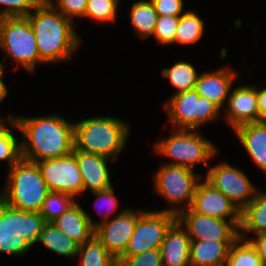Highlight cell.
Here are the masks:
<instances>
[{"label":"cell","mask_w":266,"mask_h":266,"mask_svg":"<svg viewBox=\"0 0 266 266\" xmlns=\"http://www.w3.org/2000/svg\"><path fill=\"white\" fill-rule=\"evenodd\" d=\"M176 215L167 211H144L138 219L134 233L123 255H137L147 250L160 248Z\"/></svg>","instance_id":"9"},{"label":"cell","mask_w":266,"mask_h":266,"mask_svg":"<svg viewBox=\"0 0 266 266\" xmlns=\"http://www.w3.org/2000/svg\"><path fill=\"white\" fill-rule=\"evenodd\" d=\"M176 219L185 225L191 240L236 241L239 238L241 221H226L200 215L190 208L179 212Z\"/></svg>","instance_id":"11"},{"label":"cell","mask_w":266,"mask_h":266,"mask_svg":"<svg viewBox=\"0 0 266 266\" xmlns=\"http://www.w3.org/2000/svg\"><path fill=\"white\" fill-rule=\"evenodd\" d=\"M74 199L69 194L50 191L42 204L39 214L44 218L45 222H53L76 202Z\"/></svg>","instance_id":"31"},{"label":"cell","mask_w":266,"mask_h":266,"mask_svg":"<svg viewBox=\"0 0 266 266\" xmlns=\"http://www.w3.org/2000/svg\"><path fill=\"white\" fill-rule=\"evenodd\" d=\"M36 163L50 191L63 192L73 197L83 192L82 176L73 153Z\"/></svg>","instance_id":"12"},{"label":"cell","mask_w":266,"mask_h":266,"mask_svg":"<svg viewBox=\"0 0 266 266\" xmlns=\"http://www.w3.org/2000/svg\"><path fill=\"white\" fill-rule=\"evenodd\" d=\"M53 223L79 245L86 243L95 231V223L91 216L77 202L55 219Z\"/></svg>","instance_id":"19"},{"label":"cell","mask_w":266,"mask_h":266,"mask_svg":"<svg viewBox=\"0 0 266 266\" xmlns=\"http://www.w3.org/2000/svg\"><path fill=\"white\" fill-rule=\"evenodd\" d=\"M255 86H238L229 93L226 120L233 130L243 124L259 122L257 89Z\"/></svg>","instance_id":"15"},{"label":"cell","mask_w":266,"mask_h":266,"mask_svg":"<svg viewBox=\"0 0 266 266\" xmlns=\"http://www.w3.org/2000/svg\"><path fill=\"white\" fill-rule=\"evenodd\" d=\"M47 1L66 18L72 20L76 16L84 17L88 0H56L57 5L54 4L53 0Z\"/></svg>","instance_id":"37"},{"label":"cell","mask_w":266,"mask_h":266,"mask_svg":"<svg viewBox=\"0 0 266 266\" xmlns=\"http://www.w3.org/2000/svg\"><path fill=\"white\" fill-rule=\"evenodd\" d=\"M36 242H41L47 249L66 257L78 254L79 244L60 231L53 222L45 223Z\"/></svg>","instance_id":"24"},{"label":"cell","mask_w":266,"mask_h":266,"mask_svg":"<svg viewBox=\"0 0 266 266\" xmlns=\"http://www.w3.org/2000/svg\"><path fill=\"white\" fill-rule=\"evenodd\" d=\"M27 18L36 36L40 58L45 63L70 60L81 43L73 22L43 0Z\"/></svg>","instance_id":"2"},{"label":"cell","mask_w":266,"mask_h":266,"mask_svg":"<svg viewBox=\"0 0 266 266\" xmlns=\"http://www.w3.org/2000/svg\"><path fill=\"white\" fill-rule=\"evenodd\" d=\"M93 194L97 197L96 198L97 200H99L100 202H102V201L104 202V203L103 202L102 203L105 204V206L107 207V210H108V211H106V214H104L103 220L95 223V227H96L99 223L108 221L109 217L111 215V212H113L114 210L117 211L116 208L118 207V200L114 196V192H113L112 187H110L106 190L93 192Z\"/></svg>","instance_id":"39"},{"label":"cell","mask_w":266,"mask_h":266,"mask_svg":"<svg viewBox=\"0 0 266 266\" xmlns=\"http://www.w3.org/2000/svg\"><path fill=\"white\" fill-rule=\"evenodd\" d=\"M204 21L194 11H186L180 16L174 43L195 44L204 33Z\"/></svg>","instance_id":"27"},{"label":"cell","mask_w":266,"mask_h":266,"mask_svg":"<svg viewBox=\"0 0 266 266\" xmlns=\"http://www.w3.org/2000/svg\"><path fill=\"white\" fill-rule=\"evenodd\" d=\"M236 72L228 67H223L215 72H204L199 74L194 90L200 95L208 98L223 107L228 99L233 80H236Z\"/></svg>","instance_id":"18"},{"label":"cell","mask_w":266,"mask_h":266,"mask_svg":"<svg viewBox=\"0 0 266 266\" xmlns=\"http://www.w3.org/2000/svg\"><path fill=\"white\" fill-rule=\"evenodd\" d=\"M130 12L131 24L139 37L146 39L153 36L158 14L152 2L150 0L135 2Z\"/></svg>","instance_id":"25"},{"label":"cell","mask_w":266,"mask_h":266,"mask_svg":"<svg viewBox=\"0 0 266 266\" xmlns=\"http://www.w3.org/2000/svg\"><path fill=\"white\" fill-rule=\"evenodd\" d=\"M179 19L180 16L158 15L153 35L160 44L174 43Z\"/></svg>","instance_id":"35"},{"label":"cell","mask_w":266,"mask_h":266,"mask_svg":"<svg viewBox=\"0 0 266 266\" xmlns=\"http://www.w3.org/2000/svg\"><path fill=\"white\" fill-rule=\"evenodd\" d=\"M4 66H3V64L0 62V78H2L3 77V75H4Z\"/></svg>","instance_id":"44"},{"label":"cell","mask_w":266,"mask_h":266,"mask_svg":"<svg viewBox=\"0 0 266 266\" xmlns=\"http://www.w3.org/2000/svg\"><path fill=\"white\" fill-rule=\"evenodd\" d=\"M8 127L5 126L4 121L0 118V134L3 133Z\"/></svg>","instance_id":"43"},{"label":"cell","mask_w":266,"mask_h":266,"mask_svg":"<svg viewBox=\"0 0 266 266\" xmlns=\"http://www.w3.org/2000/svg\"><path fill=\"white\" fill-rule=\"evenodd\" d=\"M117 266H163L160 248L147 250L137 255H122Z\"/></svg>","instance_id":"33"},{"label":"cell","mask_w":266,"mask_h":266,"mask_svg":"<svg viewBox=\"0 0 266 266\" xmlns=\"http://www.w3.org/2000/svg\"><path fill=\"white\" fill-rule=\"evenodd\" d=\"M0 207L9 215L10 228L15 236H21L31 246L45 225L44 218L36 212H27L10 207L0 200Z\"/></svg>","instance_id":"22"},{"label":"cell","mask_w":266,"mask_h":266,"mask_svg":"<svg viewBox=\"0 0 266 266\" xmlns=\"http://www.w3.org/2000/svg\"><path fill=\"white\" fill-rule=\"evenodd\" d=\"M182 227L176 219L167 229L160 247L163 266H191V239Z\"/></svg>","instance_id":"17"},{"label":"cell","mask_w":266,"mask_h":266,"mask_svg":"<svg viewBox=\"0 0 266 266\" xmlns=\"http://www.w3.org/2000/svg\"><path fill=\"white\" fill-rule=\"evenodd\" d=\"M72 153L82 176L83 192L89 189L93 193L112 187L106 165L109 158L79 150H73Z\"/></svg>","instance_id":"16"},{"label":"cell","mask_w":266,"mask_h":266,"mask_svg":"<svg viewBox=\"0 0 266 266\" xmlns=\"http://www.w3.org/2000/svg\"><path fill=\"white\" fill-rule=\"evenodd\" d=\"M257 101L259 110V122L266 121V88L257 89Z\"/></svg>","instance_id":"41"},{"label":"cell","mask_w":266,"mask_h":266,"mask_svg":"<svg viewBox=\"0 0 266 266\" xmlns=\"http://www.w3.org/2000/svg\"><path fill=\"white\" fill-rule=\"evenodd\" d=\"M3 193L0 200L10 207L39 213L50 190L37 163L21 158L10 168Z\"/></svg>","instance_id":"4"},{"label":"cell","mask_w":266,"mask_h":266,"mask_svg":"<svg viewBox=\"0 0 266 266\" xmlns=\"http://www.w3.org/2000/svg\"><path fill=\"white\" fill-rule=\"evenodd\" d=\"M120 0H88L84 17H89L96 21H110L116 19L117 6Z\"/></svg>","instance_id":"32"},{"label":"cell","mask_w":266,"mask_h":266,"mask_svg":"<svg viewBox=\"0 0 266 266\" xmlns=\"http://www.w3.org/2000/svg\"><path fill=\"white\" fill-rule=\"evenodd\" d=\"M165 109L175 130H196L203 123L218 117L220 107L194 89L171 96Z\"/></svg>","instance_id":"8"},{"label":"cell","mask_w":266,"mask_h":266,"mask_svg":"<svg viewBox=\"0 0 266 266\" xmlns=\"http://www.w3.org/2000/svg\"><path fill=\"white\" fill-rule=\"evenodd\" d=\"M206 180L222 192L240 212L252 201L257 191L242 170L226 162L211 167Z\"/></svg>","instance_id":"10"},{"label":"cell","mask_w":266,"mask_h":266,"mask_svg":"<svg viewBox=\"0 0 266 266\" xmlns=\"http://www.w3.org/2000/svg\"><path fill=\"white\" fill-rule=\"evenodd\" d=\"M256 249L259 255L262 265L266 266V233L258 234L254 239H246Z\"/></svg>","instance_id":"40"},{"label":"cell","mask_w":266,"mask_h":266,"mask_svg":"<svg viewBox=\"0 0 266 266\" xmlns=\"http://www.w3.org/2000/svg\"><path fill=\"white\" fill-rule=\"evenodd\" d=\"M129 125L115 117L89 118L74 123V149L112 158L124 148Z\"/></svg>","instance_id":"3"},{"label":"cell","mask_w":266,"mask_h":266,"mask_svg":"<svg viewBox=\"0 0 266 266\" xmlns=\"http://www.w3.org/2000/svg\"><path fill=\"white\" fill-rule=\"evenodd\" d=\"M142 212L140 210L135 213L132 209H126L110 221L101 222L95 227L94 234L116 260L125 253Z\"/></svg>","instance_id":"13"},{"label":"cell","mask_w":266,"mask_h":266,"mask_svg":"<svg viewBox=\"0 0 266 266\" xmlns=\"http://www.w3.org/2000/svg\"><path fill=\"white\" fill-rule=\"evenodd\" d=\"M158 15L182 16L183 0H150Z\"/></svg>","instance_id":"38"},{"label":"cell","mask_w":266,"mask_h":266,"mask_svg":"<svg viewBox=\"0 0 266 266\" xmlns=\"http://www.w3.org/2000/svg\"><path fill=\"white\" fill-rule=\"evenodd\" d=\"M252 201L241 211L239 237L245 239L247 232L256 235L266 233V192L257 193Z\"/></svg>","instance_id":"23"},{"label":"cell","mask_w":266,"mask_h":266,"mask_svg":"<svg viewBox=\"0 0 266 266\" xmlns=\"http://www.w3.org/2000/svg\"><path fill=\"white\" fill-rule=\"evenodd\" d=\"M0 47L30 72L35 71L36 63H45L40 58L36 36L27 17L0 18Z\"/></svg>","instance_id":"5"},{"label":"cell","mask_w":266,"mask_h":266,"mask_svg":"<svg viewBox=\"0 0 266 266\" xmlns=\"http://www.w3.org/2000/svg\"><path fill=\"white\" fill-rule=\"evenodd\" d=\"M202 176L195 174L193 169L171 164H163L154 175L155 190L161 197L172 203L173 207L161 211L175 214L190 208L195 189ZM182 208L178 204L185 203ZM174 205H176L174 207ZM186 205V206H185ZM180 209V210H179Z\"/></svg>","instance_id":"7"},{"label":"cell","mask_w":266,"mask_h":266,"mask_svg":"<svg viewBox=\"0 0 266 266\" xmlns=\"http://www.w3.org/2000/svg\"><path fill=\"white\" fill-rule=\"evenodd\" d=\"M190 209L203 216L241 221L237 207L207 180L198 181Z\"/></svg>","instance_id":"14"},{"label":"cell","mask_w":266,"mask_h":266,"mask_svg":"<svg viewBox=\"0 0 266 266\" xmlns=\"http://www.w3.org/2000/svg\"><path fill=\"white\" fill-rule=\"evenodd\" d=\"M7 87L5 86V83L2 78H0V103L3 101V99L7 96Z\"/></svg>","instance_id":"42"},{"label":"cell","mask_w":266,"mask_h":266,"mask_svg":"<svg viewBox=\"0 0 266 266\" xmlns=\"http://www.w3.org/2000/svg\"><path fill=\"white\" fill-rule=\"evenodd\" d=\"M234 131L254 163L266 174V121L243 124Z\"/></svg>","instance_id":"20"},{"label":"cell","mask_w":266,"mask_h":266,"mask_svg":"<svg viewBox=\"0 0 266 266\" xmlns=\"http://www.w3.org/2000/svg\"><path fill=\"white\" fill-rule=\"evenodd\" d=\"M13 130L7 128L0 134V160H9V168L21 158V144L17 143Z\"/></svg>","instance_id":"34"},{"label":"cell","mask_w":266,"mask_h":266,"mask_svg":"<svg viewBox=\"0 0 266 266\" xmlns=\"http://www.w3.org/2000/svg\"><path fill=\"white\" fill-rule=\"evenodd\" d=\"M31 247L24 238L13 234L9 215L0 207V252L16 256L26 253Z\"/></svg>","instance_id":"29"},{"label":"cell","mask_w":266,"mask_h":266,"mask_svg":"<svg viewBox=\"0 0 266 266\" xmlns=\"http://www.w3.org/2000/svg\"><path fill=\"white\" fill-rule=\"evenodd\" d=\"M235 241L191 240V266H225L230 247Z\"/></svg>","instance_id":"21"},{"label":"cell","mask_w":266,"mask_h":266,"mask_svg":"<svg viewBox=\"0 0 266 266\" xmlns=\"http://www.w3.org/2000/svg\"><path fill=\"white\" fill-rule=\"evenodd\" d=\"M43 0H0V5H5L0 12L2 17H27Z\"/></svg>","instance_id":"36"},{"label":"cell","mask_w":266,"mask_h":266,"mask_svg":"<svg viewBox=\"0 0 266 266\" xmlns=\"http://www.w3.org/2000/svg\"><path fill=\"white\" fill-rule=\"evenodd\" d=\"M158 154L174 159L171 165H179L192 169L196 164L208 166V159L217 152L216 147L197 130H176L171 137L155 144Z\"/></svg>","instance_id":"6"},{"label":"cell","mask_w":266,"mask_h":266,"mask_svg":"<svg viewBox=\"0 0 266 266\" xmlns=\"http://www.w3.org/2000/svg\"><path fill=\"white\" fill-rule=\"evenodd\" d=\"M225 266H263L256 249L239 237L230 247Z\"/></svg>","instance_id":"30"},{"label":"cell","mask_w":266,"mask_h":266,"mask_svg":"<svg viewBox=\"0 0 266 266\" xmlns=\"http://www.w3.org/2000/svg\"><path fill=\"white\" fill-rule=\"evenodd\" d=\"M161 72L177 89L176 94L193 90L199 76L194 66L184 61L176 62L171 68H164Z\"/></svg>","instance_id":"28"},{"label":"cell","mask_w":266,"mask_h":266,"mask_svg":"<svg viewBox=\"0 0 266 266\" xmlns=\"http://www.w3.org/2000/svg\"><path fill=\"white\" fill-rule=\"evenodd\" d=\"M9 124L18 128L25 138L21 144L22 158L39 162L67 156L74 149V123L56 114L47 117H9ZM29 142H28V141Z\"/></svg>","instance_id":"1"},{"label":"cell","mask_w":266,"mask_h":266,"mask_svg":"<svg viewBox=\"0 0 266 266\" xmlns=\"http://www.w3.org/2000/svg\"><path fill=\"white\" fill-rule=\"evenodd\" d=\"M80 266H117V260L94 234L86 243L79 245Z\"/></svg>","instance_id":"26"}]
</instances>
